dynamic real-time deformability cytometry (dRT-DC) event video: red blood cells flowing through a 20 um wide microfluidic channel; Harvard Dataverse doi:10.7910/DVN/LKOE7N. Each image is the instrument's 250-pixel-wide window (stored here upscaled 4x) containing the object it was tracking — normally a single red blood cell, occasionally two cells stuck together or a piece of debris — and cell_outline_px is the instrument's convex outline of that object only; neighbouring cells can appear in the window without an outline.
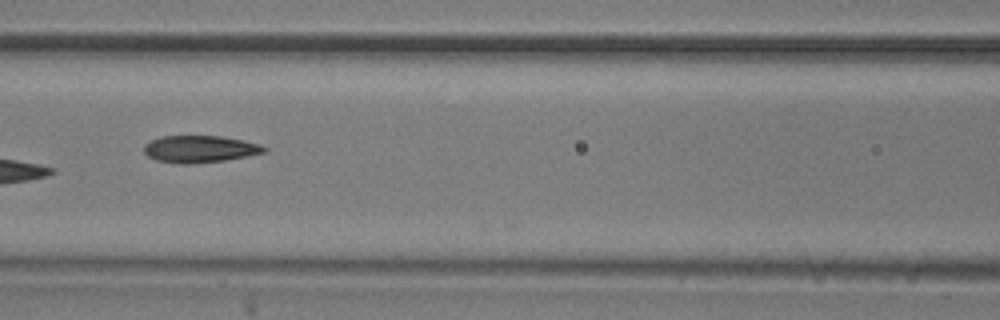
{"species": "common noctule bat (a hibernating species)", "species_latin": "Nyctalus noctula", "temperature_condition": "room temperature", "stored_images_in_passage": 9, "camera_frame_rate_fps": 3000, "um_per_image_px": 0.085, "animal": {"sex": "male", "body_mass_g": 20.5, "forearm_length_mm": 52.5}, "frame": {"image": 1, "passage_image": 6, "time_ms": 1.667, "image_size_px": [1000, 320], "cell_outline_px": [[268, 148], [264, 152], [224, 160], [188, 164], [180, 164], [156, 160], [148, 156], [144, 152], [144, 144], [160, 136], [220, 136], [244, 140], [260, 144]], "centroid_in_image_um": [16.96, 12.66], "position_along_channel_um": 149.6, "area_um2": 18.79}}
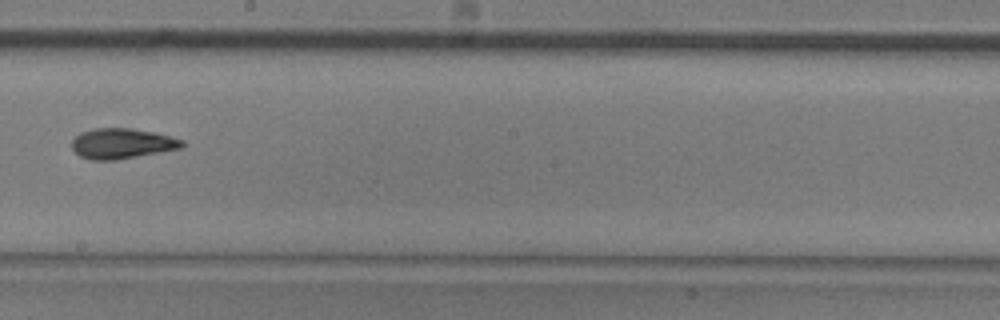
{"frame": {"image": 2, "passage_image": 8, "time_ms": 2.333, "image_size_px": [1000, 320], "cell_outline_px": [[184, 144], [180, 148], [160, 152], [116, 160], [92, 160], [80, 156], [72, 148], [72, 140], [80, 132], [96, 128], [132, 128], [152, 132], [184, 140]], "centroid_in_image_um": [10.34, 12.2], "position_along_channel_um": 237.9, "area_um2": 19.31}}
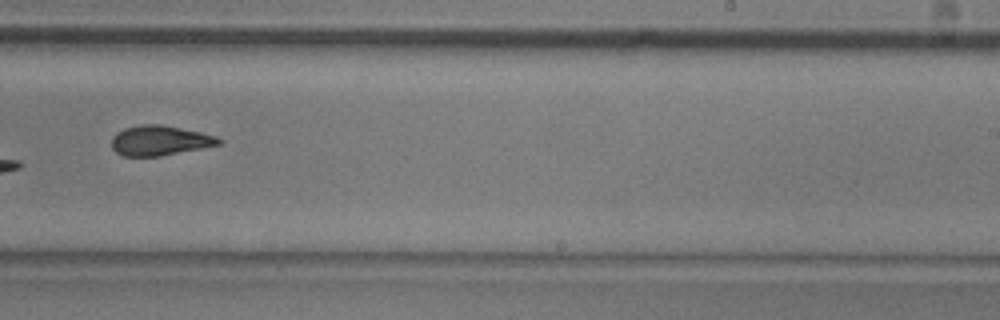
{"frame": {"image": 3, "passage_image": 9, "time_ms": 2.667, "image_size_px": [1000, 320], "cell_outline_px": [[224, 140], [220, 144], [160, 156], [124, 156], [116, 152], [112, 148], [112, 136], [116, 132], [124, 128], [140, 124], [160, 124], [200, 132], [216, 136]], "centroid_in_image_um": [13.55, 11.93], "position_along_channel_um": 275.4, "area_um2": 18.61}}